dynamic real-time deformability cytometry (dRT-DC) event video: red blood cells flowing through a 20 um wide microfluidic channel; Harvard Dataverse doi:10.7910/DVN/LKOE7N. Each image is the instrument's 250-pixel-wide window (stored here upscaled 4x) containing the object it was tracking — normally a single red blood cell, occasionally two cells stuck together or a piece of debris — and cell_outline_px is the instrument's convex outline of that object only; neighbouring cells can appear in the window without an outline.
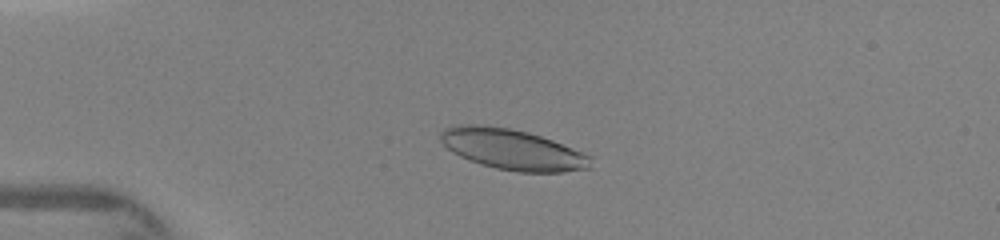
{"species": "human", "species_latin": "Homo sapiens", "temperature_condition": "warm", "stored_images_in_passage": 12, "camera_frame_rate_fps": 3000, "um_per_image_px": 0.085, "donor": {"sex": "female"}, "frame": {"image": 1, "passage_image": 9, "time_ms": 2.667, "image_size_px": [1000, 240], "cell_outline_px": [[592, 168], [564, 172], [520, 172], [496, 168], [480, 164], [460, 156], [452, 152], [440, 140], [440, 132], [444, 128], [452, 124], [484, 124], [508, 128], [528, 132], [552, 140], [592, 156]], "centroid_in_image_um": [43.54, 12.69], "position_along_channel_um": 41.5, "area_um2": 35.72}}